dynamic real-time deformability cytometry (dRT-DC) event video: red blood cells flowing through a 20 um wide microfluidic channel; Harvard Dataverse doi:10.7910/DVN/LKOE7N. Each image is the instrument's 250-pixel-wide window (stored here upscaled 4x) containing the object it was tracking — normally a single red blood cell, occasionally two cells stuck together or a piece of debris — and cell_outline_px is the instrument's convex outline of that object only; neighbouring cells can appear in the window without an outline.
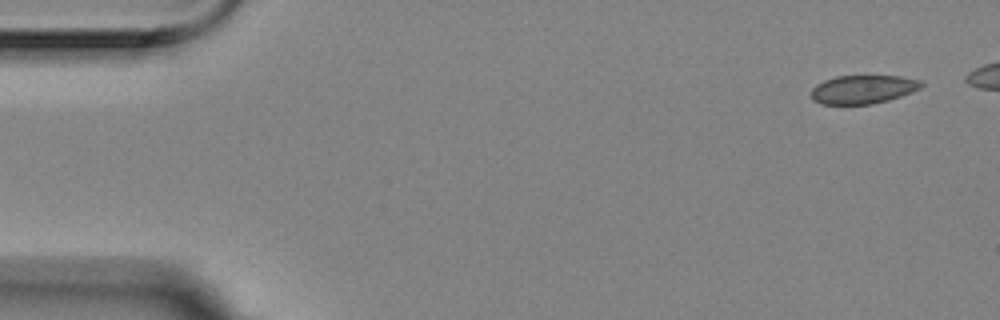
{"species": "Egyptian fruit bat (a non-hibernating species)", "species_latin": "Rousettus aegyptiacus", "temperature_condition": "room temperature", "stored_images_in_passage": 6, "segment_of_instrument_passage": [2, 2], "camera_frame_rate_fps": 3000, "um_per_image_px": 0.085, "animal": {"sex": "female"}, "frame": {"image": 1, "passage_image": 6, "time_ms": 1.667, "image_size_px": [1000, 320], "cell_outline_px": [[924, 84], [920, 88], [912, 92], [888, 100], [872, 104], [820, 104], [812, 100], [812, 88], [816, 84], [824, 80], [836, 76], [900, 76], [920, 80]], "centroid_in_image_um": [73.34, 7.59], "position_along_channel_um": 11.7, "area_um2": 18.32}}